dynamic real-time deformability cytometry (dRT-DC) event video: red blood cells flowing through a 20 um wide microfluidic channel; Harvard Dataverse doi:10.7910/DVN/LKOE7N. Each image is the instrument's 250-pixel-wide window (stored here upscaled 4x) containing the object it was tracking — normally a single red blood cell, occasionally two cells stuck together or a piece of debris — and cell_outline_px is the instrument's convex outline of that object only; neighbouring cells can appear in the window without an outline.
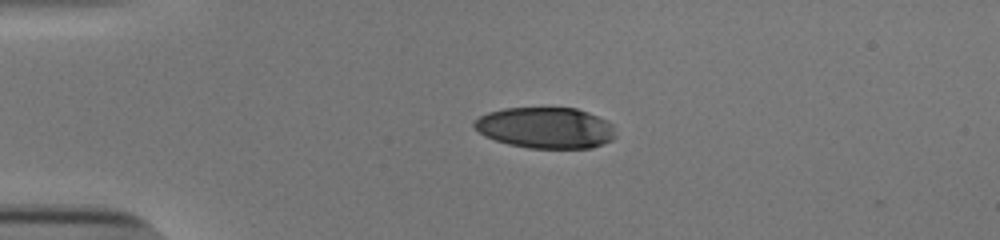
{"species": "human", "species_latin": "Homo sapiens", "temperature_condition": "cold", "stored_images_in_passage": 41, "camera_frame_rate_fps": 3000, "um_per_image_px": 0.085, "donor": {"sex": "male"}, "frame": {"image": 1, "passage_image": 1, "time_ms": 0.0, "image_size_px": [1000, 240], "cell_outline_px": [[616, 136], [612, 140], [592, 148], [528, 148], [508, 144], [484, 136], [472, 124], [472, 120], [488, 112], [504, 108], [576, 108], [588, 112], [612, 124]], "centroid_in_image_um": [46.35, 10.87], "position_along_channel_um": 38.6, "area_um2": 33.81}}
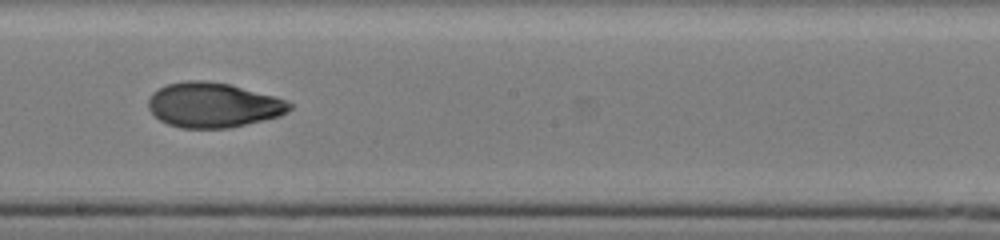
{"frame": {"image": 2, "passage_image": 19, "time_ms": 6.0, "image_size_px": [1000, 240], "cell_outline_px": [[292, 108], [288, 112], [280, 116], [264, 120], [228, 128], [180, 128], [168, 124], [160, 120], [148, 108], [148, 100], [160, 88], [168, 84], [184, 80], [204, 80], [228, 84], [276, 96], [292, 104]], "centroid_in_image_um": [18.15, 8.93], "position_along_channel_um": 230.1, "area_um2": 36.76}}
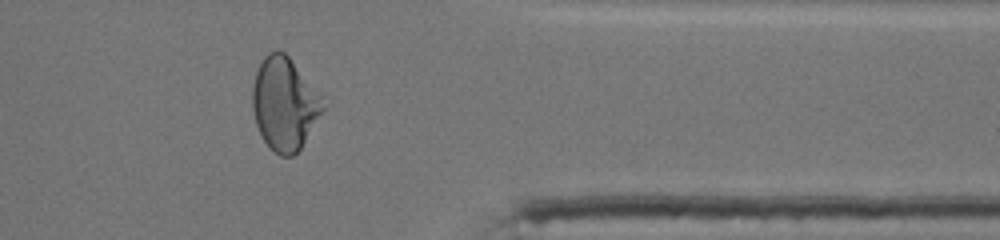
{"frame": {"image": 3, "passage_image": 32, "time_ms": 10.333, "image_size_px": [1000, 240], "cell_outline_px": [[324, 108], [300, 148], [292, 156], [280, 156], [268, 148], [256, 124], [252, 108], [252, 88], [256, 72], [264, 56], [268, 52], [276, 48], [284, 52], [288, 56]], "centroid_in_image_um": [24.07, 8.85], "position_along_channel_um": 387.3, "area_um2": 36.59}, "authors_computed_cell_mechanics": {"area_um2": 37.0498, "velocity_mm_per_s": 3.898, "shape_relaxation_time_tau1_ms": 9.5413, "shape_relaxation_time_tau2_ms": 1.0935, "deformation_change_tau1": 0.3096, "deformation_change_tau2": 0.0571}}